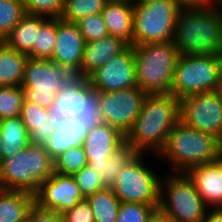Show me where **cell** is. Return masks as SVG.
<instances>
[{
  "label": "cell",
  "mask_w": 222,
  "mask_h": 222,
  "mask_svg": "<svg viewBox=\"0 0 222 222\" xmlns=\"http://www.w3.org/2000/svg\"><path fill=\"white\" fill-rule=\"evenodd\" d=\"M125 141L126 136L121 131L103 122L90 128L82 145L88 166L102 175L113 152Z\"/></svg>",
  "instance_id": "cell-16"
},
{
  "label": "cell",
  "mask_w": 222,
  "mask_h": 222,
  "mask_svg": "<svg viewBox=\"0 0 222 222\" xmlns=\"http://www.w3.org/2000/svg\"><path fill=\"white\" fill-rule=\"evenodd\" d=\"M219 151L222 152V137L219 139Z\"/></svg>",
  "instance_id": "cell-49"
},
{
  "label": "cell",
  "mask_w": 222,
  "mask_h": 222,
  "mask_svg": "<svg viewBox=\"0 0 222 222\" xmlns=\"http://www.w3.org/2000/svg\"><path fill=\"white\" fill-rule=\"evenodd\" d=\"M88 165L83 146L73 147L54 159V172L74 175Z\"/></svg>",
  "instance_id": "cell-32"
},
{
  "label": "cell",
  "mask_w": 222,
  "mask_h": 222,
  "mask_svg": "<svg viewBox=\"0 0 222 222\" xmlns=\"http://www.w3.org/2000/svg\"><path fill=\"white\" fill-rule=\"evenodd\" d=\"M202 222H222V207L209 208Z\"/></svg>",
  "instance_id": "cell-40"
},
{
  "label": "cell",
  "mask_w": 222,
  "mask_h": 222,
  "mask_svg": "<svg viewBox=\"0 0 222 222\" xmlns=\"http://www.w3.org/2000/svg\"><path fill=\"white\" fill-rule=\"evenodd\" d=\"M96 93L101 122L117 128L126 136L132 129L147 94L138 86L114 92Z\"/></svg>",
  "instance_id": "cell-12"
},
{
  "label": "cell",
  "mask_w": 222,
  "mask_h": 222,
  "mask_svg": "<svg viewBox=\"0 0 222 222\" xmlns=\"http://www.w3.org/2000/svg\"><path fill=\"white\" fill-rule=\"evenodd\" d=\"M172 42L180 55H222V10L218 1L183 5Z\"/></svg>",
  "instance_id": "cell-1"
},
{
  "label": "cell",
  "mask_w": 222,
  "mask_h": 222,
  "mask_svg": "<svg viewBox=\"0 0 222 222\" xmlns=\"http://www.w3.org/2000/svg\"><path fill=\"white\" fill-rule=\"evenodd\" d=\"M221 68V54L180 55L171 94L181 100L189 95L217 91Z\"/></svg>",
  "instance_id": "cell-8"
},
{
  "label": "cell",
  "mask_w": 222,
  "mask_h": 222,
  "mask_svg": "<svg viewBox=\"0 0 222 222\" xmlns=\"http://www.w3.org/2000/svg\"><path fill=\"white\" fill-rule=\"evenodd\" d=\"M180 121L186 126L222 137V96L218 91L197 93L180 100Z\"/></svg>",
  "instance_id": "cell-13"
},
{
  "label": "cell",
  "mask_w": 222,
  "mask_h": 222,
  "mask_svg": "<svg viewBox=\"0 0 222 222\" xmlns=\"http://www.w3.org/2000/svg\"><path fill=\"white\" fill-rule=\"evenodd\" d=\"M76 78V73L66 65L55 64L50 59L28 57L21 87L25 100L51 109L63 85Z\"/></svg>",
  "instance_id": "cell-9"
},
{
  "label": "cell",
  "mask_w": 222,
  "mask_h": 222,
  "mask_svg": "<svg viewBox=\"0 0 222 222\" xmlns=\"http://www.w3.org/2000/svg\"><path fill=\"white\" fill-rule=\"evenodd\" d=\"M19 222H32L31 218L27 215L26 217H24L22 220H20Z\"/></svg>",
  "instance_id": "cell-46"
},
{
  "label": "cell",
  "mask_w": 222,
  "mask_h": 222,
  "mask_svg": "<svg viewBox=\"0 0 222 222\" xmlns=\"http://www.w3.org/2000/svg\"><path fill=\"white\" fill-rule=\"evenodd\" d=\"M48 17L26 13L18 24L3 39L10 48L32 57L33 45L36 43L37 34L41 25Z\"/></svg>",
  "instance_id": "cell-22"
},
{
  "label": "cell",
  "mask_w": 222,
  "mask_h": 222,
  "mask_svg": "<svg viewBox=\"0 0 222 222\" xmlns=\"http://www.w3.org/2000/svg\"><path fill=\"white\" fill-rule=\"evenodd\" d=\"M26 13L48 18H60L64 0H22Z\"/></svg>",
  "instance_id": "cell-36"
},
{
  "label": "cell",
  "mask_w": 222,
  "mask_h": 222,
  "mask_svg": "<svg viewBox=\"0 0 222 222\" xmlns=\"http://www.w3.org/2000/svg\"><path fill=\"white\" fill-rule=\"evenodd\" d=\"M129 45L120 38L107 36L94 42L85 43L80 71L77 77L87 79L97 69L122 53Z\"/></svg>",
  "instance_id": "cell-18"
},
{
  "label": "cell",
  "mask_w": 222,
  "mask_h": 222,
  "mask_svg": "<svg viewBox=\"0 0 222 222\" xmlns=\"http://www.w3.org/2000/svg\"><path fill=\"white\" fill-rule=\"evenodd\" d=\"M73 176L85 199L105 188L100 173L88 165L76 172Z\"/></svg>",
  "instance_id": "cell-37"
},
{
  "label": "cell",
  "mask_w": 222,
  "mask_h": 222,
  "mask_svg": "<svg viewBox=\"0 0 222 222\" xmlns=\"http://www.w3.org/2000/svg\"><path fill=\"white\" fill-rule=\"evenodd\" d=\"M218 3H219V6L221 7V10H222V0H217Z\"/></svg>",
  "instance_id": "cell-50"
},
{
  "label": "cell",
  "mask_w": 222,
  "mask_h": 222,
  "mask_svg": "<svg viewBox=\"0 0 222 222\" xmlns=\"http://www.w3.org/2000/svg\"><path fill=\"white\" fill-rule=\"evenodd\" d=\"M108 0H64L61 19L76 23L83 17L102 13Z\"/></svg>",
  "instance_id": "cell-30"
},
{
  "label": "cell",
  "mask_w": 222,
  "mask_h": 222,
  "mask_svg": "<svg viewBox=\"0 0 222 222\" xmlns=\"http://www.w3.org/2000/svg\"><path fill=\"white\" fill-rule=\"evenodd\" d=\"M87 79L96 92H114L137 86L133 45H129Z\"/></svg>",
  "instance_id": "cell-14"
},
{
  "label": "cell",
  "mask_w": 222,
  "mask_h": 222,
  "mask_svg": "<svg viewBox=\"0 0 222 222\" xmlns=\"http://www.w3.org/2000/svg\"><path fill=\"white\" fill-rule=\"evenodd\" d=\"M62 215L63 222H95L94 212L87 199L79 201Z\"/></svg>",
  "instance_id": "cell-38"
},
{
  "label": "cell",
  "mask_w": 222,
  "mask_h": 222,
  "mask_svg": "<svg viewBox=\"0 0 222 222\" xmlns=\"http://www.w3.org/2000/svg\"><path fill=\"white\" fill-rule=\"evenodd\" d=\"M34 194L0 188V222H19L27 216Z\"/></svg>",
  "instance_id": "cell-24"
},
{
  "label": "cell",
  "mask_w": 222,
  "mask_h": 222,
  "mask_svg": "<svg viewBox=\"0 0 222 222\" xmlns=\"http://www.w3.org/2000/svg\"><path fill=\"white\" fill-rule=\"evenodd\" d=\"M218 152L219 139L179 121L156 157L167 160L173 166L172 173H187L195 166L214 162Z\"/></svg>",
  "instance_id": "cell-3"
},
{
  "label": "cell",
  "mask_w": 222,
  "mask_h": 222,
  "mask_svg": "<svg viewBox=\"0 0 222 222\" xmlns=\"http://www.w3.org/2000/svg\"><path fill=\"white\" fill-rule=\"evenodd\" d=\"M84 199L74 176L59 172H54L34 194V200L37 203L60 214Z\"/></svg>",
  "instance_id": "cell-15"
},
{
  "label": "cell",
  "mask_w": 222,
  "mask_h": 222,
  "mask_svg": "<svg viewBox=\"0 0 222 222\" xmlns=\"http://www.w3.org/2000/svg\"><path fill=\"white\" fill-rule=\"evenodd\" d=\"M133 7V46L173 40L182 7L177 0H150Z\"/></svg>",
  "instance_id": "cell-10"
},
{
  "label": "cell",
  "mask_w": 222,
  "mask_h": 222,
  "mask_svg": "<svg viewBox=\"0 0 222 222\" xmlns=\"http://www.w3.org/2000/svg\"><path fill=\"white\" fill-rule=\"evenodd\" d=\"M57 36V18H48L37 34L33 45L32 58L51 59Z\"/></svg>",
  "instance_id": "cell-29"
},
{
  "label": "cell",
  "mask_w": 222,
  "mask_h": 222,
  "mask_svg": "<svg viewBox=\"0 0 222 222\" xmlns=\"http://www.w3.org/2000/svg\"><path fill=\"white\" fill-rule=\"evenodd\" d=\"M159 206L121 202L116 222H148Z\"/></svg>",
  "instance_id": "cell-34"
},
{
  "label": "cell",
  "mask_w": 222,
  "mask_h": 222,
  "mask_svg": "<svg viewBox=\"0 0 222 222\" xmlns=\"http://www.w3.org/2000/svg\"><path fill=\"white\" fill-rule=\"evenodd\" d=\"M24 100L21 86H0V120L20 116Z\"/></svg>",
  "instance_id": "cell-31"
},
{
  "label": "cell",
  "mask_w": 222,
  "mask_h": 222,
  "mask_svg": "<svg viewBox=\"0 0 222 222\" xmlns=\"http://www.w3.org/2000/svg\"><path fill=\"white\" fill-rule=\"evenodd\" d=\"M50 111L57 127L80 129L85 135L101 122L97 93L85 78L77 77L63 85Z\"/></svg>",
  "instance_id": "cell-4"
},
{
  "label": "cell",
  "mask_w": 222,
  "mask_h": 222,
  "mask_svg": "<svg viewBox=\"0 0 222 222\" xmlns=\"http://www.w3.org/2000/svg\"><path fill=\"white\" fill-rule=\"evenodd\" d=\"M137 86L147 95L170 94L177 59L172 41L133 46Z\"/></svg>",
  "instance_id": "cell-5"
},
{
  "label": "cell",
  "mask_w": 222,
  "mask_h": 222,
  "mask_svg": "<svg viewBox=\"0 0 222 222\" xmlns=\"http://www.w3.org/2000/svg\"><path fill=\"white\" fill-rule=\"evenodd\" d=\"M86 199L94 212L95 222H116L121 201L112 188H104Z\"/></svg>",
  "instance_id": "cell-26"
},
{
  "label": "cell",
  "mask_w": 222,
  "mask_h": 222,
  "mask_svg": "<svg viewBox=\"0 0 222 222\" xmlns=\"http://www.w3.org/2000/svg\"><path fill=\"white\" fill-rule=\"evenodd\" d=\"M27 59V55L3 42L0 45V86H21Z\"/></svg>",
  "instance_id": "cell-25"
},
{
  "label": "cell",
  "mask_w": 222,
  "mask_h": 222,
  "mask_svg": "<svg viewBox=\"0 0 222 222\" xmlns=\"http://www.w3.org/2000/svg\"><path fill=\"white\" fill-rule=\"evenodd\" d=\"M222 168V152H218L217 158L215 160Z\"/></svg>",
  "instance_id": "cell-44"
},
{
  "label": "cell",
  "mask_w": 222,
  "mask_h": 222,
  "mask_svg": "<svg viewBox=\"0 0 222 222\" xmlns=\"http://www.w3.org/2000/svg\"><path fill=\"white\" fill-rule=\"evenodd\" d=\"M221 96H222V68H221V72H220V79H219V86H218V90H217Z\"/></svg>",
  "instance_id": "cell-43"
},
{
  "label": "cell",
  "mask_w": 222,
  "mask_h": 222,
  "mask_svg": "<svg viewBox=\"0 0 222 222\" xmlns=\"http://www.w3.org/2000/svg\"><path fill=\"white\" fill-rule=\"evenodd\" d=\"M186 174L210 208L222 207V168L216 161L195 166Z\"/></svg>",
  "instance_id": "cell-19"
},
{
  "label": "cell",
  "mask_w": 222,
  "mask_h": 222,
  "mask_svg": "<svg viewBox=\"0 0 222 222\" xmlns=\"http://www.w3.org/2000/svg\"><path fill=\"white\" fill-rule=\"evenodd\" d=\"M160 179L158 212L175 222H202L210 208L186 173H169Z\"/></svg>",
  "instance_id": "cell-7"
},
{
  "label": "cell",
  "mask_w": 222,
  "mask_h": 222,
  "mask_svg": "<svg viewBox=\"0 0 222 222\" xmlns=\"http://www.w3.org/2000/svg\"><path fill=\"white\" fill-rule=\"evenodd\" d=\"M3 43V39L0 37V45Z\"/></svg>",
  "instance_id": "cell-51"
},
{
  "label": "cell",
  "mask_w": 222,
  "mask_h": 222,
  "mask_svg": "<svg viewBox=\"0 0 222 222\" xmlns=\"http://www.w3.org/2000/svg\"><path fill=\"white\" fill-rule=\"evenodd\" d=\"M54 173V160L42 145L29 144L0 163V188L35 194Z\"/></svg>",
  "instance_id": "cell-6"
},
{
  "label": "cell",
  "mask_w": 222,
  "mask_h": 222,
  "mask_svg": "<svg viewBox=\"0 0 222 222\" xmlns=\"http://www.w3.org/2000/svg\"><path fill=\"white\" fill-rule=\"evenodd\" d=\"M85 134L80 129L56 127L43 147L54 160L64 151L83 145Z\"/></svg>",
  "instance_id": "cell-27"
},
{
  "label": "cell",
  "mask_w": 222,
  "mask_h": 222,
  "mask_svg": "<svg viewBox=\"0 0 222 222\" xmlns=\"http://www.w3.org/2000/svg\"><path fill=\"white\" fill-rule=\"evenodd\" d=\"M180 121V100L170 94L146 95L142 109L126 141L138 153L156 156L164 148L172 128Z\"/></svg>",
  "instance_id": "cell-2"
},
{
  "label": "cell",
  "mask_w": 222,
  "mask_h": 222,
  "mask_svg": "<svg viewBox=\"0 0 222 222\" xmlns=\"http://www.w3.org/2000/svg\"><path fill=\"white\" fill-rule=\"evenodd\" d=\"M25 14L22 0H0V37L4 39Z\"/></svg>",
  "instance_id": "cell-33"
},
{
  "label": "cell",
  "mask_w": 222,
  "mask_h": 222,
  "mask_svg": "<svg viewBox=\"0 0 222 222\" xmlns=\"http://www.w3.org/2000/svg\"><path fill=\"white\" fill-rule=\"evenodd\" d=\"M76 24L86 43L109 36L101 13L83 17Z\"/></svg>",
  "instance_id": "cell-35"
},
{
  "label": "cell",
  "mask_w": 222,
  "mask_h": 222,
  "mask_svg": "<svg viewBox=\"0 0 222 222\" xmlns=\"http://www.w3.org/2000/svg\"><path fill=\"white\" fill-rule=\"evenodd\" d=\"M85 40L74 22L57 18V36L51 61L66 65L76 74L80 71Z\"/></svg>",
  "instance_id": "cell-17"
},
{
  "label": "cell",
  "mask_w": 222,
  "mask_h": 222,
  "mask_svg": "<svg viewBox=\"0 0 222 222\" xmlns=\"http://www.w3.org/2000/svg\"><path fill=\"white\" fill-rule=\"evenodd\" d=\"M1 160L15 156L30 144L29 133L20 116L0 120Z\"/></svg>",
  "instance_id": "cell-23"
},
{
  "label": "cell",
  "mask_w": 222,
  "mask_h": 222,
  "mask_svg": "<svg viewBox=\"0 0 222 222\" xmlns=\"http://www.w3.org/2000/svg\"><path fill=\"white\" fill-rule=\"evenodd\" d=\"M139 153L125 141L119 146L109 158L104 166V172L101 175L105 188H112L115 185L116 176L119 171L131 162Z\"/></svg>",
  "instance_id": "cell-28"
},
{
  "label": "cell",
  "mask_w": 222,
  "mask_h": 222,
  "mask_svg": "<svg viewBox=\"0 0 222 222\" xmlns=\"http://www.w3.org/2000/svg\"><path fill=\"white\" fill-rule=\"evenodd\" d=\"M147 1H150V0H131L130 2L132 4H142V3H145Z\"/></svg>",
  "instance_id": "cell-45"
},
{
  "label": "cell",
  "mask_w": 222,
  "mask_h": 222,
  "mask_svg": "<svg viewBox=\"0 0 222 222\" xmlns=\"http://www.w3.org/2000/svg\"><path fill=\"white\" fill-rule=\"evenodd\" d=\"M162 222H175V221H172L162 215Z\"/></svg>",
  "instance_id": "cell-47"
},
{
  "label": "cell",
  "mask_w": 222,
  "mask_h": 222,
  "mask_svg": "<svg viewBox=\"0 0 222 222\" xmlns=\"http://www.w3.org/2000/svg\"><path fill=\"white\" fill-rule=\"evenodd\" d=\"M182 6L183 5H198L207 2L208 0H177Z\"/></svg>",
  "instance_id": "cell-41"
},
{
  "label": "cell",
  "mask_w": 222,
  "mask_h": 222,
  "mask_svg": "<svg viewBox=\"0 0 222 222\" xmlns=\"http://www.w3.org/2000/svg\"><path fill=\"white\" fill-rule=\"evenodd\" d=\"M1 146H2V137H1V130H0V163H1Z\"/></svg>",
  "instance_id": "cell-48"
},
{
  "label": "cell",
  "mask_w": 222,
  "mask_h": 222,
  "mask_svg": "<svg viewBox=\"0 0 222 222\" xmlns=\"http://www.w3.org/2000/svg\"><path fill=\"white\" fill-rule=\"evenodd\" d=\"M148 222H162V214L157 211Z\"/></svg>",
  "instance_id": "cell-42"
},
{
  "label": "cell",
  "mask_w": 222,
  "mask_h": 222,
  "mask_svg": "<svg viewBox=\"0 0 222 222\" xmlns=\"http://www.w3.org/2000/svg\"><path fill=\"white\" fill-rule=\"evenodd\" d=\"M143 155L139 153L119 171L112 190L121 202L159 206L161 177L147 167Z\"/></svg>",
  "instance_id": "cell-11"
},
{
  "label": "cell",
  "mask_w": 222,
  "mask_h": 222,
  "mask_svg": "<svg viewBox=\"0 0 222 222\" xmlns=\"http://www.w3.org/2000/svg\"><path fill=\"white\" fill-rule=\"evenodd\" d=\"M20 117L29 133L30 143L34 145L43 146L57 127L50 109L27 100H24Z\"/></svg>",
  "instance_id": "cell-21"
},
{
  "label": "cell",
  "mask_w": 222,
  "mask_h": 222,
  "mask_svg": "<svg viewBox=\"0 0 222 222\" xmlns=\"http://www.w3.org/2000/svg\"><path fill=\"white\" fill-rule=\"evenodd\" d=\"M32 222H63V215L56 210L41 206L35 200L31 203L27 214Z\"/></svg>",
  "instance_id": "cell-39"
},
{
  "label": "cell",
  "mask_w": 222,
  "mask_h": 222,
  "mask_svg": "<svg viewBox=\"0 0 222 222\" xmlns=\"http://www.w3.org/2000/svg\"><path fill=\"white\" fill-rule=\"evenodd\" d=\"M101 14L110 36L133 45L134 7L130 1L108 0Z\"/></svg>",
  "instance_id": "cell-20"
}]
</instances>
